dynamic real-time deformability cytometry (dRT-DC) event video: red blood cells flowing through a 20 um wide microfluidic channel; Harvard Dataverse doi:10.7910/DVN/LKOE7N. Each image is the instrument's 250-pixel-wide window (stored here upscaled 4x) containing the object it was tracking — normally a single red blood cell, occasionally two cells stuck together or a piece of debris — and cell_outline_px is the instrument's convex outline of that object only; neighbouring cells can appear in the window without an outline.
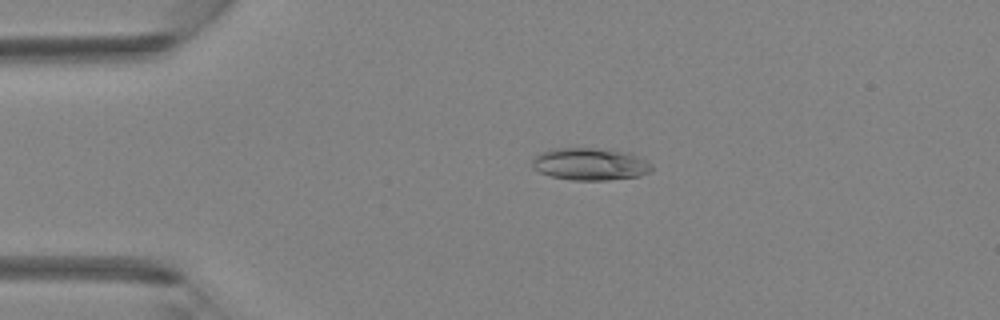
{"species": "Egyptian fruit bat (a non-hibernating species)", "species_latin": "Rousettus aegyptiacus", "temperature_condition": "room temperature", "stored_images_in_passage": 44, "camera_frame_rate_fps": 3000, "um_per_image_px": 0.085, "animal": {"sex": "female"}, "frame": {"image": 1, "passage_image": 10, "time_ms": 3.0, "image_size_px": [1000, 320], "cell_outline_px": [[652, 168], [648, 172], [640, 176], [608, 180], [572, 180], [552, 176], [540, 172], [532, 168], [532, 156], [540, 152], [552, 148], [600, 148], [628, 152], [644, 160]], "centroid_in_image_um": [50.08, 13.94], "position_along_channel_um": 34.9, "area_um2": 22.48}}
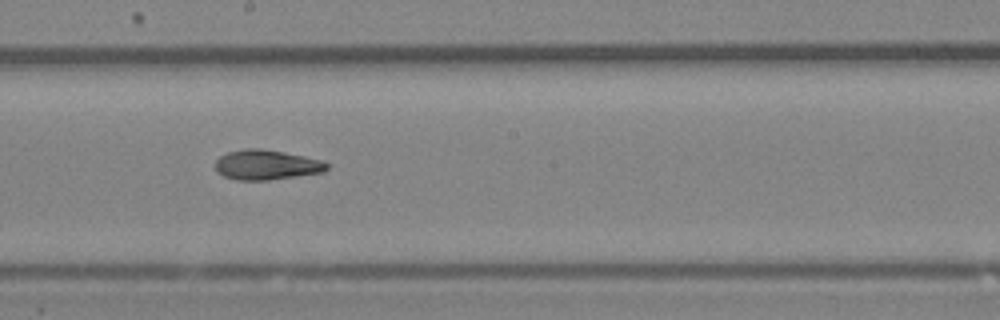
{"frame": {"image": 2, "passage_image": 25, "time_ms": 8.0, "image_size_px": [1000, 320], "cell_outline_px": [[328, 168], [324, 172], [268, 180], [236, 180], [224, 176], [216, 172], [216, 160], [220, 156], [228, 152], [244, 148], [260, 148], [284, 152], [324, 160], [328, 164]], "centroid_in_image_um": [22.65, 14.01], "position_along_channel_um": 225.5, "area_um2": 19.54}}
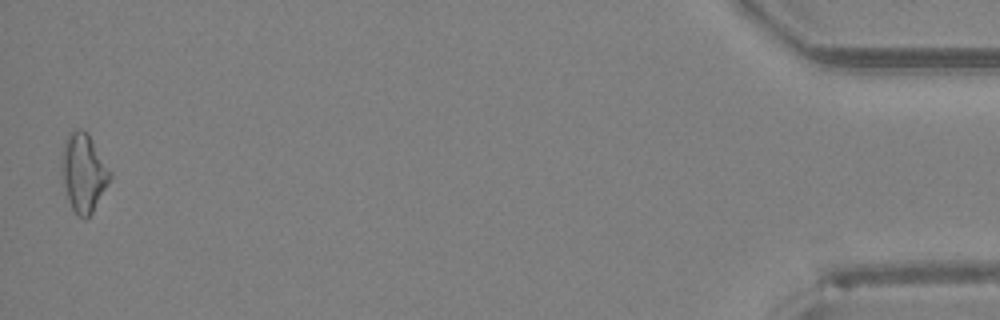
{"frame": {"image": 3, "passage_image": 44, "time_ms": 14.333, "image_size_px": [1000, 320], "cell_outline_px": [[112, 176], [92, 212], [84, 220], [76, 216], [68, 200], [60, 172], [60, 160], [64, 140], [68, 132], [76, 128], [80, 128], [88, 132], [112, 172]], "centroid_in_image_um": [7.07, 14.63], "position_along_channel_um": 428.1, "area_um2": 22.54}}